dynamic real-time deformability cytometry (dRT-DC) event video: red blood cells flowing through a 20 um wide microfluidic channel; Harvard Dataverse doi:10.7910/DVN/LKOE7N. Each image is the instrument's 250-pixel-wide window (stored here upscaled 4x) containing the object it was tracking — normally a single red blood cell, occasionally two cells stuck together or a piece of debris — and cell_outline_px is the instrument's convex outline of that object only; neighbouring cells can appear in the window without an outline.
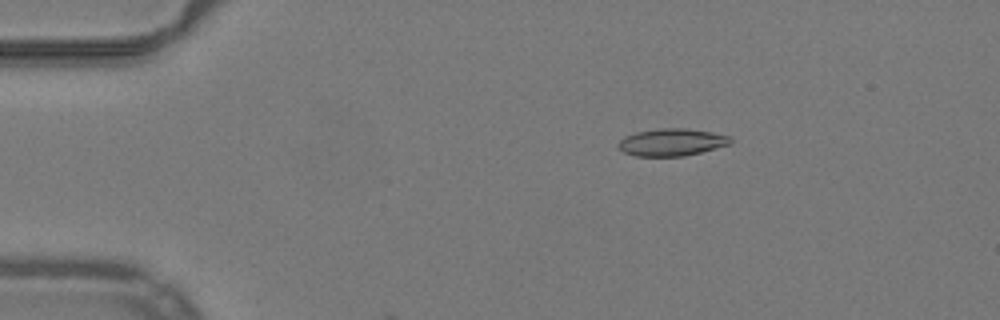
{"species": "common noctule bat (a hibernating species)", "species_latin": "Nyctalus noctula", "temperature_condition": "warm", "stored_images_in_passage": 9, "camera_frame_rate_fps": 3000, "um_per_image_px": 0.085, "animal": {"sex": "male", "body_mass_g": 19.2, "forearm_length_mm": 51.8}, "frame": {"image": 1, "passage_image": 7, "time_ms": 2.0, "image_size_px": [1000, 320], "cell_outline_px": [[732, 140], [728, 144], [716, 148], [684, 156], [636, 156], [624, 152], [616, 144], [624, 136], [636, 132], [660, 128], [684, 128], [712, 132], [732, 136]], "centroid_in_image_um": [57.08, 12.08], "position_along_channel_um": 27.9, "area_um2": 17.8}}